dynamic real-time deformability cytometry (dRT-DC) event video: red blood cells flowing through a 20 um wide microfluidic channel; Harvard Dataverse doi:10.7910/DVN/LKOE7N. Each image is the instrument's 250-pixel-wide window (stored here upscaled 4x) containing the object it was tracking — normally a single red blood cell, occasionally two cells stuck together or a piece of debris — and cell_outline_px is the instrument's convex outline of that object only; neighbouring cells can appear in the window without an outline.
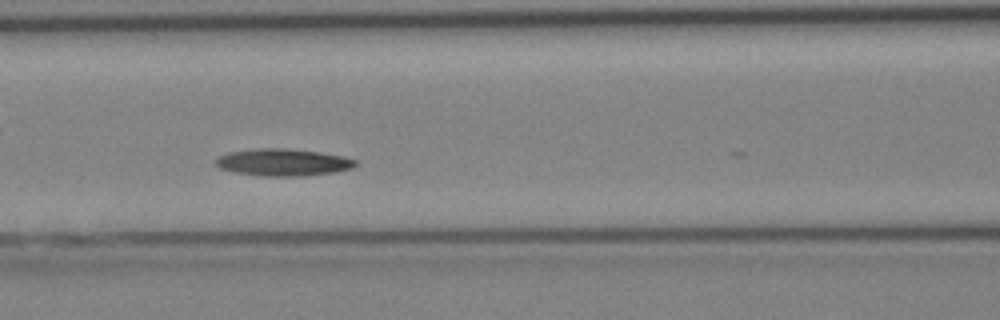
{"species": "Egyptian fruit bat (a non-hibernating species)", "species_latin": "Rousettus aegyptiacus", "temperature_condition": "cold", "stored_images_in_passage": 14, "camera_frame_rate_fps": 3000, "um_per_image_px": 0.085, "animal": {"sex": "female"}, "frame": {"image": 1, "passage_image": 11, "time_ms": 3.333, "image_size_px": [1000, 320], "cell_outline_px": [[356, 164], [352, 168], [336, 172], [304, 176], [256, 176], [236, 172], [220, 168], [216, 164], [216, 160], [220, 156], [228, 152], [256, 148], [284, 148], [320, 152], [344, 156], [356, 160]], "centroid_in_image_um": [24.08, 13.8], "position_along_channel_um": 142.5, "area_um2": 22.14}}
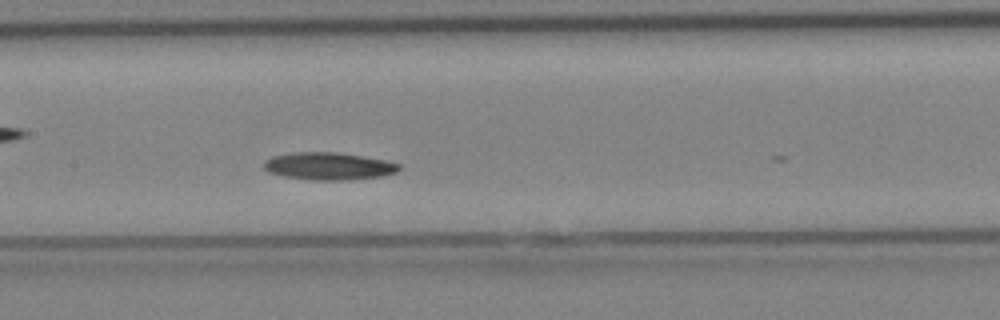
{"frame": {"image": 2, "passage_image": 13, "time_ms": 4.0, "image_size_px": [1000, 320], "cell_outline_px": [[400, 168], [396, 172], [380, 176], [352, 180], [312, 180], [284, 176], [268, 172], [264, 168], [264, 160], [272, 156], [292, 152], [336, 152], [384, 160], [400, 164]], "centroid_in_image_um": [27.9, 14.12], "position_along_channel_um": 179.5, "area_um2": 21.56}}